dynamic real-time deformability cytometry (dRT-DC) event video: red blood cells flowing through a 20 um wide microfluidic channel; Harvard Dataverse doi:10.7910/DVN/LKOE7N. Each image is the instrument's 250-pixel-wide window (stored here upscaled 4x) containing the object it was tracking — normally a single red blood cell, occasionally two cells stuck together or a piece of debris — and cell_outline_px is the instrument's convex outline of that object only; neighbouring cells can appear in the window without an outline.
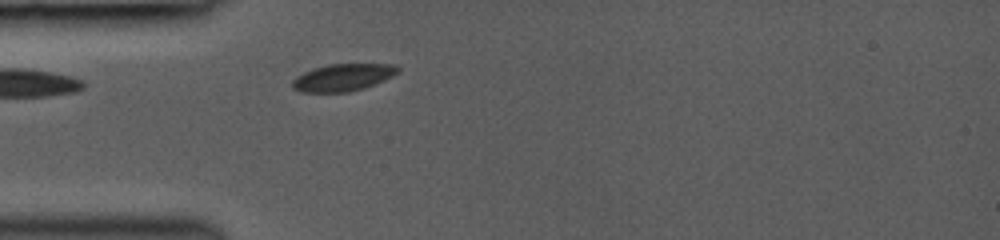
{"species": "common noctule bat (a hibernating species)", "species_latin": "Nyctalus noctula", "temperature_condition": "room temperature", "stored_images_in_passage": 4, "camera_frame_rate_fps": 3000, "um_per_image_px": 0.085, "animal": {"sex": "female", "body_mass_g": 19.0, "forearm_length_mm": 53.3}, "frame": {"image": 1, "passage_image": 4, "time_ms": 1.0, "image_size_px": [1000, 240], "cell_outline_px": [[400, 68], [392, 76], [384, 80], [364, 88], [348, 92], [300, 92], [292, 88], [292, 80], [296, 76], [312, 68], [328, 64], [396, 64]], "centroid_in_image_um": [29.11, 6.58], "position_along_channel_um": 55.9, "area_um2": 16.76}}